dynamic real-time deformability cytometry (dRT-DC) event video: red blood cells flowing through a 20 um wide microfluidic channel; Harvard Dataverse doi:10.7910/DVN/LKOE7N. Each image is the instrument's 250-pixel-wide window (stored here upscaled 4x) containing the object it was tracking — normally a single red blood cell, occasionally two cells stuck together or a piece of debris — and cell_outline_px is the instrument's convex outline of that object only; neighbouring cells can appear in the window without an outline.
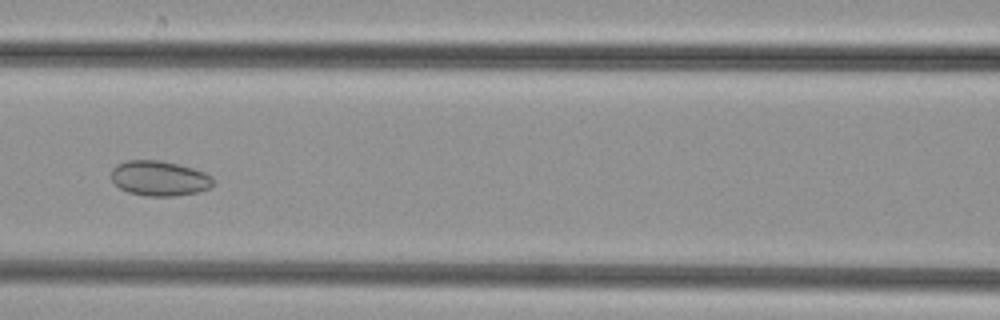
{"species": "common noctule bat (a hibernating species)", "species_latin": "Nyctalus noctula", "temperature_condition": "cold", "stored_images_in_passage": 49, "camera_frame_rate_fps": 3000, "um_per_image_px": 0.085, "animal": {"sex": "female", "body_mass_g": 29.2, "forearm_length_mm": 56.3}, "frame": {"image": 1, "passage_image": 21, "time_ms": 6.667, "image_size_px": [1000, 320], "cell_outline_px": [[212, 184], [208, 188], [196, 192], [176, 196], [148, 196], [128, 192], [120, 188], [112, 180], [112, 168], [116, 164], [128, 160], [160, 160], [180, 164], [204, 172], [212, 176]], "centroid_in_image_um": [13.53, 15.14], "position_along_channel_um": 153.1, "area_um2": 20.75}}
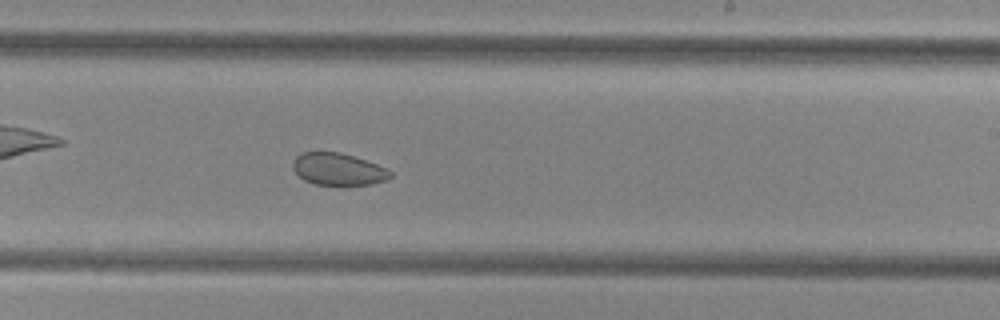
{"frame": {"image": 2, "passage_image": 29, "time_ms": 9.333, "image_size_px": [1000, 320], "cell_outline_px": [[392, 176], [388, 180], [372, 184], [312, 184], [304, 180], [292, 168], [292, 160], [300, 152], [340, 152], [388, 168], [392, 172]], "centroid_in_image_um": [28.73, 14.37], "position_along_channel_um": 260.3, "area_um2": 18.21}}
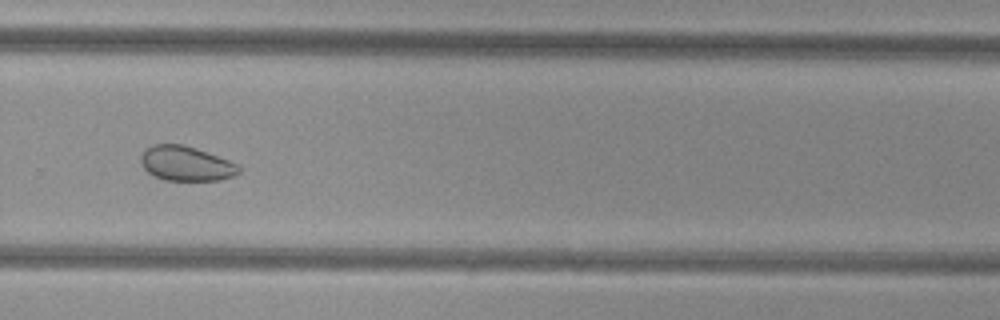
{"frame": {"image": 3, "passage_image": 33, "time_ms": 10.667, "image_size_px": [1000, 320], "cell_outline_px": [[244, 168], [240, 172], [232, 176], [220, 180], [164, 180], [148, 172], [140, 164], [140, 156], [152, 144], [184, 144], [196, 148], [228, 160]], "centroid_in_image_um": [15.82, 13.9], "position_along_channel_um": 314.0, "area_um2": 19.77}}